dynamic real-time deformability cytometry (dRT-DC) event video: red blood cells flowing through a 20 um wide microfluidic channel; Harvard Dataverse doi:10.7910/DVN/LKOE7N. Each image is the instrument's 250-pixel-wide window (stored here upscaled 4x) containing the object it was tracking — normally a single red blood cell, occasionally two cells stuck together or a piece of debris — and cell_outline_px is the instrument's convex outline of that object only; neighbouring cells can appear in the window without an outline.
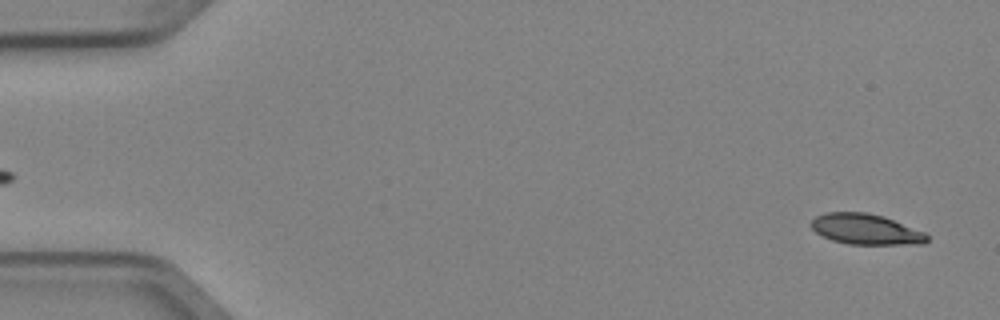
{"species": "Egyptian fruit bat (a non-hibernating species)", "species_latin": "Rousettus aegyptiacus", "temperature_condition": "cold", "stored_images_in_passage": 3, "segment_of_instrument_passage": [2, 2], "camera_frame_rate_fps": 3000, "um_per_image_px": 0.085, "animal": {"sex": "female"}, "frame": {"image": 1, "passage_image": 3, "time_ms": 0.667, "image_size_px": [1000, 320], "cell_outline_px": [[928, 240], [924, 244], [848, 244], [832, 240], [816, 232], [808, 224], [816, 216], [824, 212], [868, 212], [884, 216], [924, 232], [928, 236]], "centroid_in_image_um": [73.57, 19.47], "position_along_channel_um": 11.4, "area_um2": 20.69}}